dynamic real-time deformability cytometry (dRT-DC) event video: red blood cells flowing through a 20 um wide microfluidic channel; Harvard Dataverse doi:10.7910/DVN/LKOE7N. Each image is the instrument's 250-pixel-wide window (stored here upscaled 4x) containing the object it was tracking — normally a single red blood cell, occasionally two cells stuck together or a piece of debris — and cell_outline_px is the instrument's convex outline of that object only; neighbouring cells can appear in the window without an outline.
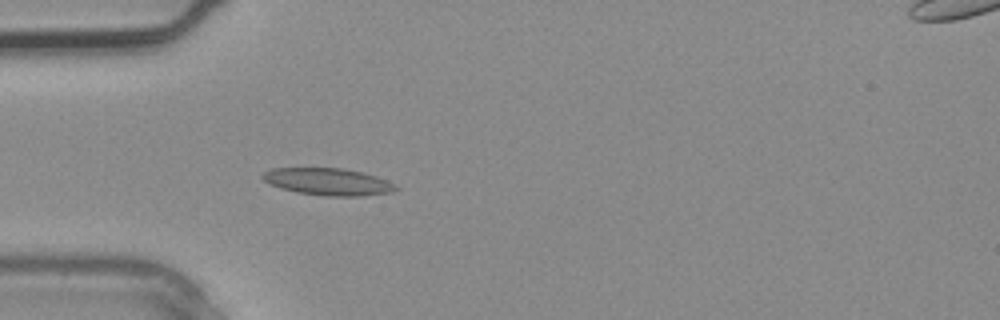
{"species": "common noctule bat (a hibernating species)", "species_latin": "Nyctalus noctula", "temperature_condition": "warm", "stored_images_in_passage": 2, "segment_of_instrument_passage": [1, 2], "camera_frame_rate_fps": 3000, "um_per_image_px": 0.085, "animal": {"sex": "male", "body_mass_g": 20.4}, "frame": {"image": 1, "passage_image": 1, "time_ms": 0.0, "image_size_px": [1000, 320], "cell_outline_px": [[400, 188], [392, 192], [360, 196], [324, 196], [296, 192], [280, 188], [268, 184], [260, 176], [264, 172], [272, 168], [344, 168], [376, 176], [396, 184]], "centroid_in_image_um": [27.87, 15.45], "position_along_channel_um": 57.1, "area_um2": 21.15}}